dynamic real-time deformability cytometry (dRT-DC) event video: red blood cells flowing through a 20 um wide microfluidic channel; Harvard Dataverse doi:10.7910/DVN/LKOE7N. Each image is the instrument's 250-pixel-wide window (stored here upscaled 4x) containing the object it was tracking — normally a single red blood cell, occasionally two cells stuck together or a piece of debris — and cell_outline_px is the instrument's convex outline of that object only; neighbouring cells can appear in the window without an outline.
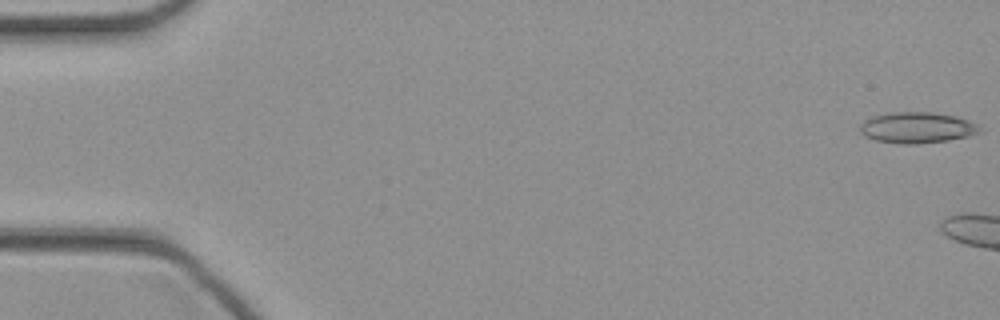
{"species": "common noctule bat (a hibernating species)", "species_latin": "Nyctalus noctula", "temperature_condition": "cold", "stored_images_in_passage": 8, "camera_frame_rate_fps": 3000, "um_per_image_px": 0.085, "animal": {"sex": "female", "body_mass_g": 21.9}, "frame": {"image": 1, "passage_image": 1, "time_ms": 0.0, "image_size_px": [1000, 320], "cell_outline_px": [[984, 132], [968, 136], [948, 140], [916, 144], [900, 144], [876, 140], [864, 136], [860, 132], [860, 124], [864, 120], [872, 116], [888, 112], [932, 112], [956, 116], [968, 120], [984, 128]], "centroid_in_image_um": [77.97, 10.84], "position_along_channel_um": 7.0, "area_um2": 21.91}}